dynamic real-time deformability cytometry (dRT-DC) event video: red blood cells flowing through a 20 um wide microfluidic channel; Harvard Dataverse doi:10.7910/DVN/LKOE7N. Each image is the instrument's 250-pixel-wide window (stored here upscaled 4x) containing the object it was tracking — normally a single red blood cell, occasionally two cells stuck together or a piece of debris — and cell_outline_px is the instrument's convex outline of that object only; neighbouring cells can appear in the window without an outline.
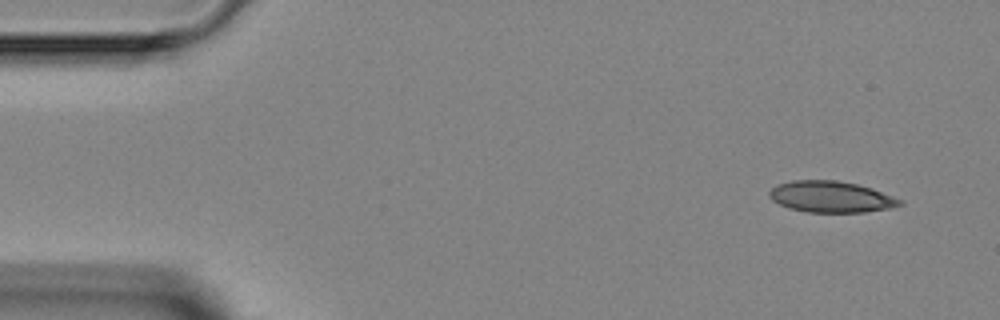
{"species": "Egyptian fruit bat (a non-hibernating species)", "species_latin": "Rousettus aegyptiacus", "temperature_condition": "room temperature", "stored_images_in_passage": 4, "camera_frame_rate_fps": 3000, "um_per_image_px": 0.085, "animal": {"sex": "female"}, "frame": {"image": 1, "passage_image": 1, "time_ms": 0.0, "image_size_px": [1000, 320], "cell_outline_px": [[904, 204], [888, 208], [864, 212], [808, 212], [788, 208], [772, 200], [768, 196], [768, 192], [776, 184], [792, 180], [836, 180], [856, 184], [872, 188], [904, 200]], "centroid_in_image_um": [70.62, 16.72], "position_along_channel_um": 14.4, "area_um2": 23.87}}
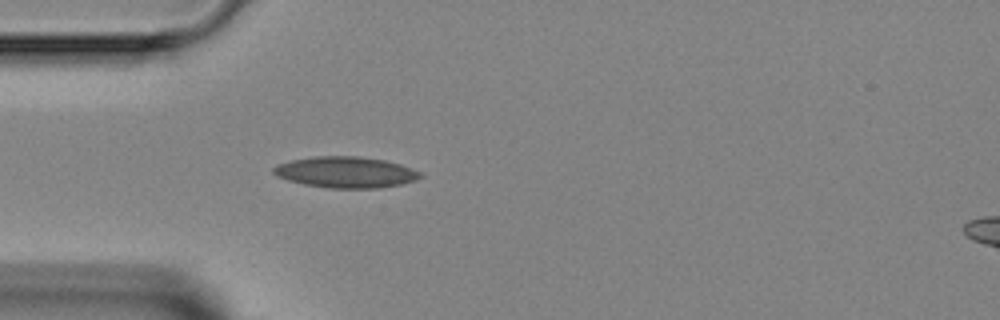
{"frame": {"image": 2, "passage_image": 4, "time_ms": 3.333, "image_size_px": [1000, 320], "cell_outline_px": [[424, 176], [416, 180], [400, 184], [376, 188], [328, 188], [304, 184], [288, 180], [276, 176], [272, 172], [272, 168], [276, 164], [292, 160], [312, 156], [360, 156], [384, 160], [400, 164], [412, 168], [420, 172]], "centroid_in_image_um": [29.37, 14.63], "position_along_channel_um": 55.6, "area_um2": 26.7}}